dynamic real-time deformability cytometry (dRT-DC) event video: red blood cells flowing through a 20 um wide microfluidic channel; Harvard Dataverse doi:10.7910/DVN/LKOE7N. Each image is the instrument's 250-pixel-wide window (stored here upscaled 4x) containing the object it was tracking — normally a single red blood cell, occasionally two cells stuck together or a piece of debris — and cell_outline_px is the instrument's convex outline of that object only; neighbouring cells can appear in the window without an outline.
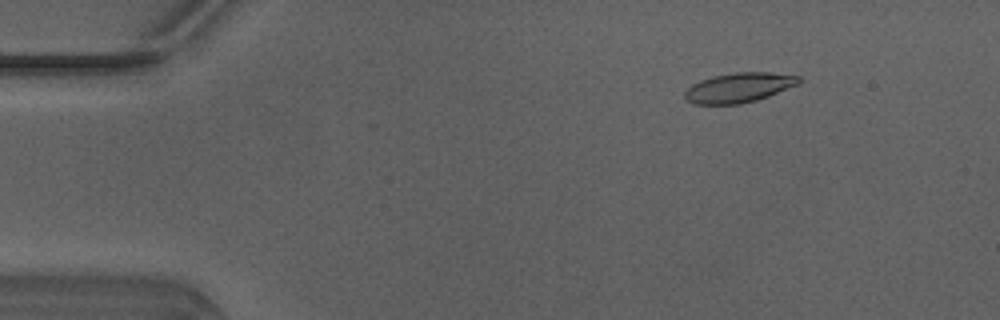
{"species": "Egyptian fruit bat (a non-hibernating species)", "species_latin": "Rousettus aegyptiacus", "temperature_condition": "warm", "stored_images_in_passage": 50, "camera_frame_rate_fps": 3000, "um_per_image_px": 0.085, "animal": {"sex": "male"}, "frame": {"image": 1, "passage_image": 7, "time_ms": 2.0, "image_size_px": [1000, 320], "cell_outline_px": [[800, 84], [768, 96], [756, 100], [740, 104], [692, 104], [684, 96], [684, 92], [692, 84], [700, 80], [712, 76], [736, 72], [772, 72], [800, 76]], "centroid_in_image_um": [62.82, 7.44], "position_along_channel_um": 22.2, "area_um2": 19.83}}
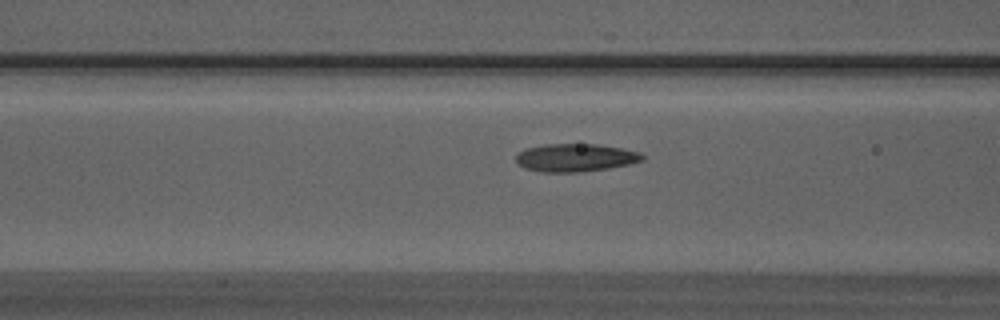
{"frame": {"image": 2, "passage_image": 20, "time_ms": 6.333, "image_size_px": [1000, 320], "cell_outline_px": [[644, 160], [628, 164], [608, 168], [576, 172], [544, 172], [524, 168], [516, 160], [516, 156], [524, 148], [544, 144], [596, 144], [620, 148], [640, 152], [644, 156]], "centroid_in_image_um": [48.9, 13.39], "position_along_channel_um": 117.7, "area_um2": 20.4}}
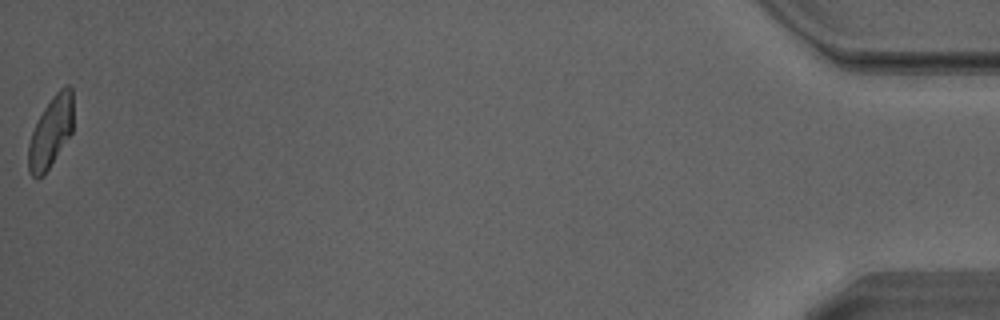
{"frame": {"image": 3, "passage_image": 50, "time_ms": 16.333, "image_size_px": [1000, 320], "cell_outline_px": [[72, 132], [48, 168], [40, 176], [32, 176], [28, 172], [28, 144], [32, 132], [44, 108], [52, 96], [64, 84], [68, 84], [72, 88]], "centroid_in_image_um": [4.31, 11.17], "position_along_channel_um": 430.9, "area_um2": 18.15}, "authors_computed_cell_mechanics": {"area_um2": 19.652, "velocity_mm_per_s": 4.1506, "shape_relaxation_time_tau1_ms": 5.1177, "shape_relaxation_time_tau2_ms": 1.3889, "deformation_change_tau1": 0.1593, "deformation_change_tau2": 0.0807}}